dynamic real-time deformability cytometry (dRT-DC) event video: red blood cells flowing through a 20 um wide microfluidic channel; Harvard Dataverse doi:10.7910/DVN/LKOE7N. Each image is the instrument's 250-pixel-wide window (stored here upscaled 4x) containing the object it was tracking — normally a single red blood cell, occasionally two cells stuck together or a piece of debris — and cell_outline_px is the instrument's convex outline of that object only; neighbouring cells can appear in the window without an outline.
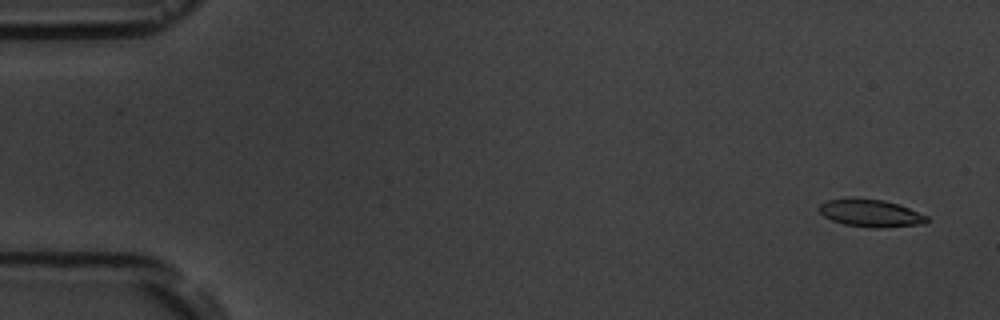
{"species": "common noctule bat (a hibernating species)", "species_latin": "Nyctalus noctula", "temperature_condition": "room temperature", "stored_images_in_passage": 15, "camera_frame_rate_fps": 3000, "um_per_image_px": 0.085, "animal": {"sex": "male", "body_mass_g": 19.5, "forearm_length_mm": 54.6}, "frame": {"image": 1, "passage_image": 1, "time_ms": 0.0, "image_size_px": [1000, 320], "cell_outline_px": [[928, 220], [924, 224], [880, 228], [844, 224], [832, 220], [824, 216], [820, 212], [820, 204], [828, 200], [884, 200], [908, 208], [928, 216]], "centroid_in_image_um": [74.05, 18.15], "position_along_channel_um": 10.9, "area_um2": 16.47}}
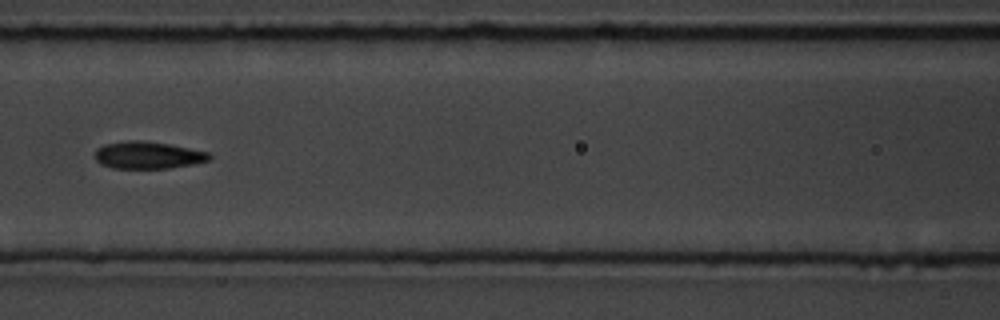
{"frame": {"image": 2, "passage_image": 7, "time_ms": 7.667, "image_size_px": [1000, 320], "cell_outline_px": [[212, 156], [208, 160], [192, 164], [168, 168], [112, 168], [100, 164], [96, 160], [96, 148], [104, 144], [128, 140], [140, 140], [168, 144], [208, 152]], "centroid_in_image_um": [12.53, 13.18], "position_along_channel_um": 154.1, "area_um2": 17.98}}
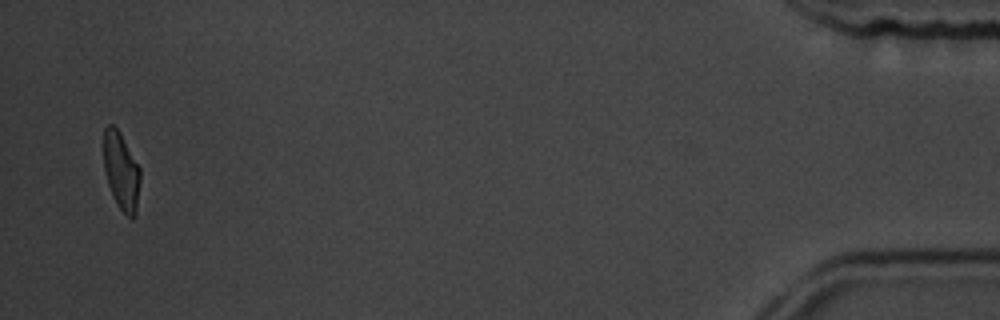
{"frame": {"image": 3, "passage_image": 15, "time_ms": 17.667, "image_size_px": [1000, 320], "cell_outline_px": [[140, 180], [136, 212], [132, 220], [120, 208], [112, 196], [108, 184], [104, 168], [104, 128], [108, 124], [112, 124], [120, 132], [140, 168]], "centroid_in_image_um": [10.3, 14.53], "position_along_channel_um": 424.9, "area_um2": 16.42}, "authors_computed_cell_mechanics": {"area_um2": 17.5712, "velocity_mm_per_s": 3.5819, "shape_relaxation_time_tau1_ms": 1.9098, "shape_relaxation_time_tau2_ms": 1.2405, "deformation_change_tau1": 0.0988, "deformation_change_tau2": 0.0634}}